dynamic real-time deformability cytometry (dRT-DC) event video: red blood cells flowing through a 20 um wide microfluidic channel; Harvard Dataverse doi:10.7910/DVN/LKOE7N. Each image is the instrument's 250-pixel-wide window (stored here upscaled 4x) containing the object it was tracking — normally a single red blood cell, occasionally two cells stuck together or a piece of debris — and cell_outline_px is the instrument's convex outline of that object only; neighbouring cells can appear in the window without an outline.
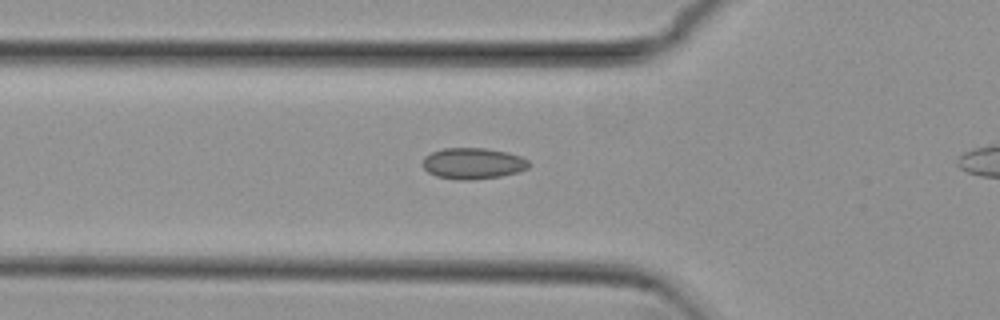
{"species": "common noctule bat (a hibernating species)", "species_latin": "Nyctalus noctula", "temperature_condition": "cold", "stored_images_in_passage": 16, "camera_frame_rate_fps": 3000, "um_per_image_px": 0.085, "animal": {"sex": "female", "body_mass_g": 29.2, "forearm_length_mm": 56.3}, "frame": {"image": 1, "passage_image": 14, "time_ms": 4.333, "image_size_px": [1000, 320], "cell_outline_px": [[532, 164], [528, 168], [516, 172], [500, 176], [468, 180], [456, 180], [436, 176], [428, 172], [424, 168], [424, 156], [432, 152], [444, 148], [484, 148], [508, 152], [520, 156], [528, 160]], "centroid_in_image_um": [40.21, 13.89], "position_along_channel_um": 85.6, "area_um2": 19.25}}